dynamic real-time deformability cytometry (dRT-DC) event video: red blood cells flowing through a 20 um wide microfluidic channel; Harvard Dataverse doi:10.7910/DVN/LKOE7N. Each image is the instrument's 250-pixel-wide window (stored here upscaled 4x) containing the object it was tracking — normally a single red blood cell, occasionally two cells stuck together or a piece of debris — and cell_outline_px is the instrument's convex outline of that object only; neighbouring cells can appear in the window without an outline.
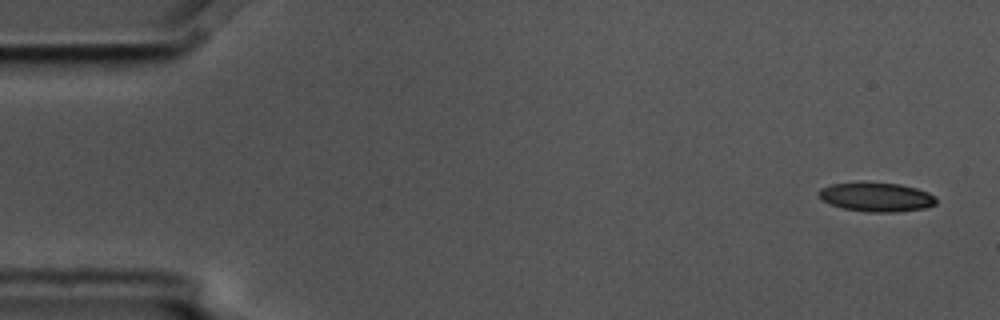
{"species": "common noctule bat (a hibernating species)", "species_latin": "Nyctalus noctula", "temperature_condition": "cold", "stored_images_in_passage": 5, "camera_frame_rate_fps": 3000, "um_per_image_px": 0.085, "animal": {"sex": "male", "body_mass_g": 17.5, "forearm_length_mm": 52.3}, "frame": {"image": 1, "passage_image": 1, "time_ms": 0.0, "image_size_px": [1000, 320], "cell_outline_px": [[936, 204], [924, 208], [896, 212], [868, 212], [844, 208], [820, 200], [816, 192], [820, 188], [832, 184], [900, 184], [916, 188], [928, 192], [936, 196]], "centroid_in_image_um": [74.5, 16.77], "position_along_channel_um": 10.5, "area_um2": 19.48}}
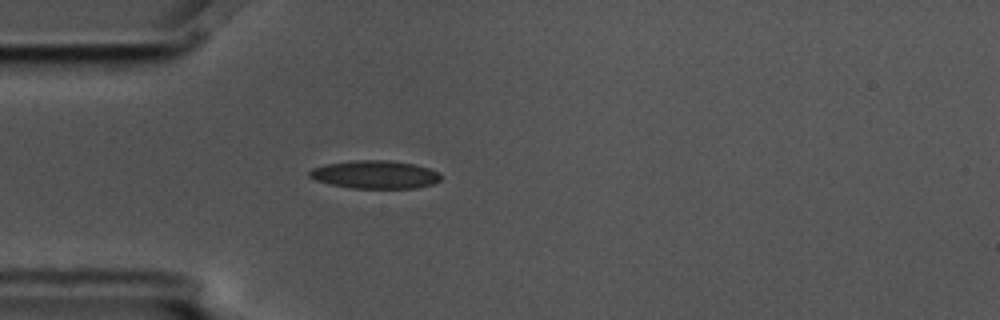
{"frame": {"image": 2, "passage_image": 5, "time_ms": 1.333, "image_size_px": [1000, 320], "cell_outline_px": [[440, 180], [432, 184], [416, 188], [352, 188], [328, 184], [316, 180], [308, 176], [308, 172], [312, 168], [324, 164], [352, 160], [388, 160], [416, 164], [440, 172]], "centroid_in_image_um": [31.85, 14.83], "position_along_channel_um": 53.1, "area_um2": 21.68}}